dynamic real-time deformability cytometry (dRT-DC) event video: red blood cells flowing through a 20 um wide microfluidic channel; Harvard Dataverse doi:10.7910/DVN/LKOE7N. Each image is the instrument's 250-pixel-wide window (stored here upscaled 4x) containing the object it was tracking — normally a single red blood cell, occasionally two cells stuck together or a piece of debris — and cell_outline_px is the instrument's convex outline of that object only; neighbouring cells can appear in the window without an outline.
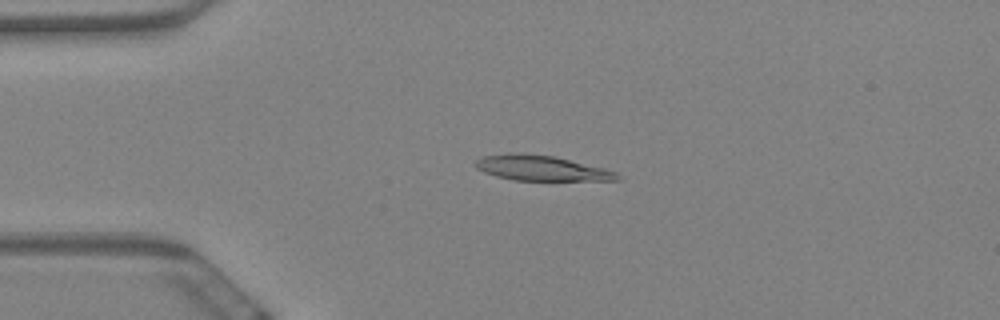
{"species": "Egyptian fruit bat (a non-hibernating species)", "species_latin": "Rousettus aegyptiacus", "temperature_condition": "warm", "stored_images_in_passage": 59, "camera_frame_rate_fps": 3000, "um_per_image_px": 0.085, "animal": {"sex": "female"}, "frame": {"image": 1, "passage_image": 14, "time_ms": 4.333, "image_size_px": [1000, 320], "cell_outline_px": [[620, 180], [512, 180], [496, 176], [484, 172], [476, 168], [476, 160], [484, 156], [508, 152], [516, 152], [556, 156], [604, 168], [616, 172], [620, 176]], "centroid_in_image_um": [46.0, 14.27], "position_along_channel_um": 39.0, "area_um2": 20.87}}
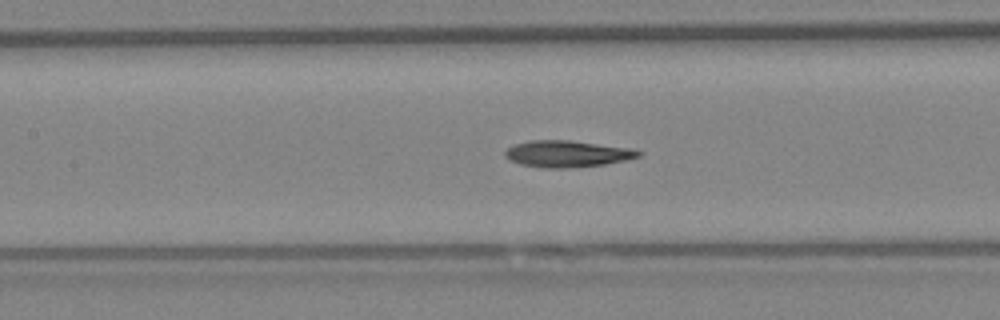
{"frame": {"image": 2, "passage_image": 27, "time_ms": 8.667, "image_size_px": [1000, 320], "cell_outline_px": [[644, 152], [640, 156], [624, 160], [604, 164], [568, 168], [540, 168], [520, 164], [508, 160], [504, 156], [504, 152], [508, 148], [516, 144], [528, 140], [568, 140], [632, 148]], "centroid_in_image_um": [48.18, 13.07], "position_along_channel_um": 159.2, "area_um2": 20.75}}
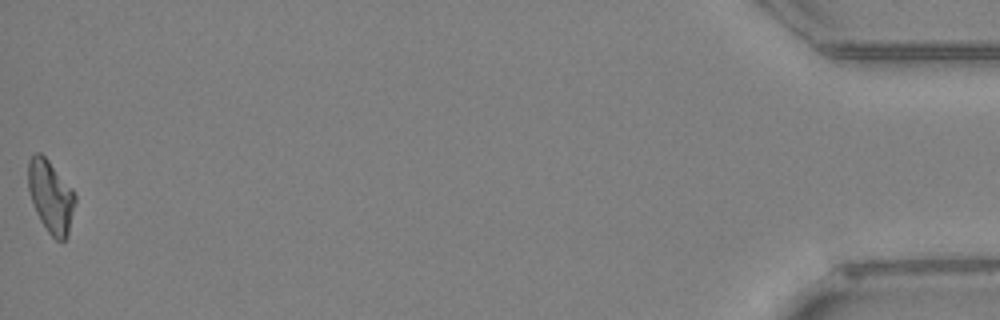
{"frame": {"image": 3, "passage_image": 59, "time_ms": 19.333, "image_size_px": [1000, 320], "cell_outline_px": [[76, 200], [68, 236], [64, 240], [56, 240], [48, 232], [40, 220], [36, 212], [28, 188], [28, 160], [36, 152], [40, 152], [48, 160], [72, 188], [76, 196]], "centroid_in_image_um": [4.32, 16.7], "position_along_channel_um": 430.9, "area_um2": 19.71}, "authors_computed_cell_mechanics": {"area_um2": 20.6346, "velocity_mm_per_s": 3.4755, "shape_relaxation_time_tau1_ms": 10.6739, "shape_relaxation_time_tau2_ms": 4.4528, "deformation_change_tau1": 0.2535, "deformation_change_tau2": 0.1161}}